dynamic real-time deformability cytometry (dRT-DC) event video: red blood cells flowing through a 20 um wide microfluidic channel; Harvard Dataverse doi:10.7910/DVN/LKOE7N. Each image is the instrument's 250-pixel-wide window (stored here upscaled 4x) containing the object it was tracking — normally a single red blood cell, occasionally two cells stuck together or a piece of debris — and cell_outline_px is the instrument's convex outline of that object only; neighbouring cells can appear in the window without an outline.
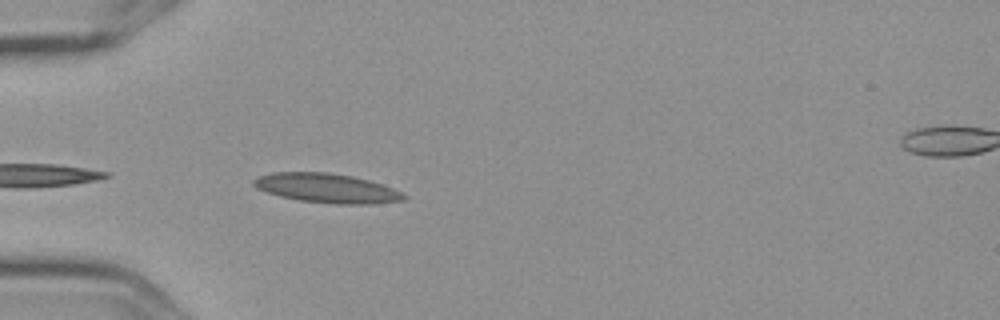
{"species": "Egyptian fruit bat (a non-hibernating species)", "species_latin": "Rousettus aegyptiacus", "temperature_condition": "cold", "stored_images_in_passage": 6, "camera_frame_rate_fps": 3000, "um_per_image_px": 0.085, "frame": {"image": 1, "passage_image": 5, "time_ms": 1.333, "image_size_px": [1000, 320], "cell_outline_px": [[408, 196], [404, 200], [372, 204], [332, 204], [300, 200], [280, 196], [256, 188], [252, 184], [252, 180], [260, 176], [272, 172], [328, 172], [352, 176], [368, 180], [392, 188]], "centroid_in_image_um": [27.77, 15.99], "position_along_channel_um": 57.2, "area_um2": 25.55}}